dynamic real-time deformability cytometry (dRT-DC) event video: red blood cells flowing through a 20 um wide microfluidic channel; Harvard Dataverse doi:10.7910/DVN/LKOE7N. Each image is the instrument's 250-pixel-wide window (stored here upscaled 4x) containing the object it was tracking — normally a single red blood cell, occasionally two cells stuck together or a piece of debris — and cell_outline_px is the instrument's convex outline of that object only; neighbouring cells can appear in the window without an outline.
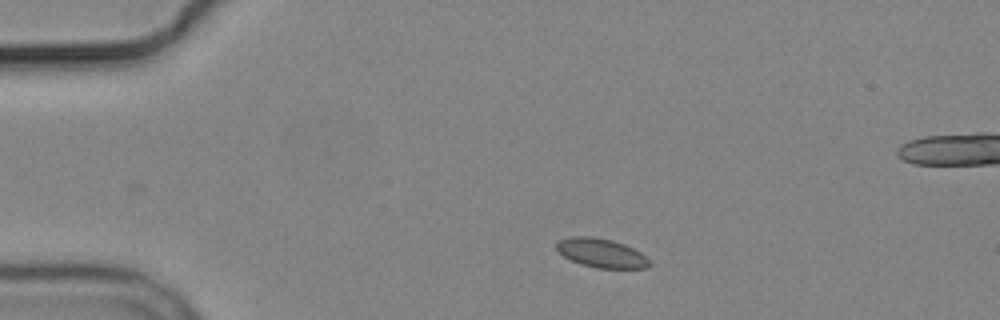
{"species": "common noctule bat (a hibernating species)", "species_latin": "Nyctalus noctula", "temperature_condition": "cold", "stored_images_in_passage": 3, "camera_frame_rate_fps": 3000, "um_per_image_px": 0.085, "animal": {"sex": "male", "body_mass_g": 19.2, "forearm_length_mm": 51.8}, "frame": {"image": 1, "passage_image": 1, "time_ms": 0.0, "image_size_px": [1000, 320], "cell_outline_px": [[652, 264], [648, 268], [596, 268], [580, 264], [564, 256], [556, 248], [556, 240], [568, 236], [592, 236], [612, 240], [624, 244], [640, 252]], "centroid_in_image_um": [51.08, 21.49], "position_along_channel_um": 33.9, "area_um2": 15.78}}